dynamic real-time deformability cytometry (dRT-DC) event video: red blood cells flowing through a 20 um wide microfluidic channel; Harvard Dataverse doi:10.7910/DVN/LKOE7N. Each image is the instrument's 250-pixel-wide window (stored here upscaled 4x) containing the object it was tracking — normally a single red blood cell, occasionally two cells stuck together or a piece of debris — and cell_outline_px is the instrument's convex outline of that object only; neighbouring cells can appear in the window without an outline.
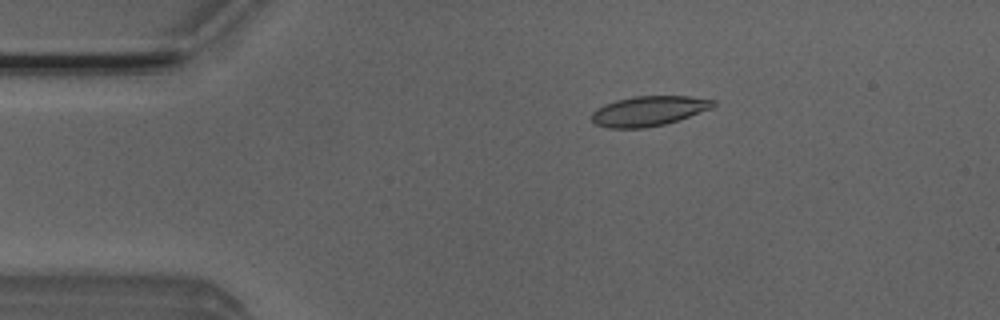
{"species": "Egyptian fruit bat (a non-hibernating species)", "species_latin": "Rousettus aegyptiacus", "temperature_condition": "room temperature", "stored_images_in_passage": 51, "camera_frame_rate_fps": 3000, "um_per_image_px": 0.085, "animal": {"sex": "male"}, "frame": {"image": 1, "passage_image": 9, "time_ms": 2.667, "image_size_px": [1000, 320], "cell_outline_px": [[716, 104], [712, 108], [664, 124], [644, 128], [608, 128], [596, 124], [592, 120], [592, 112], [596, 108], [604, 104], [616, 100], [632, 96], [688, 96], [716, 100]], "centroid_in_image_um": [55.12, 9.42], "position_along_channel_um": 29.9, "area_um2": 21.1}}
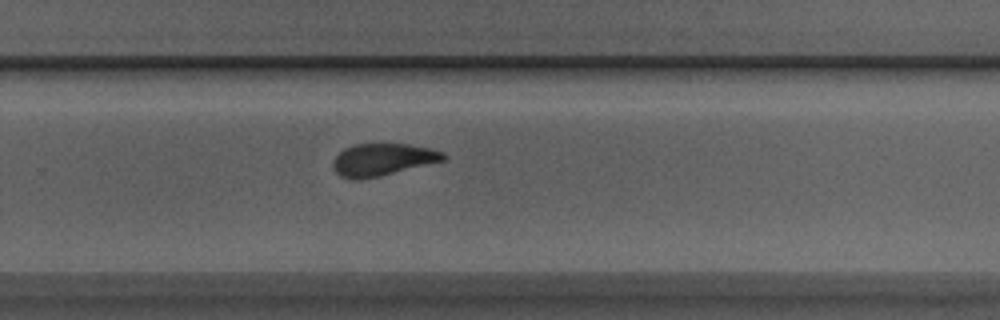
{"frame": {"image": 2, "passage_image": 33, "time_ms": 10.667, "image_size_px": [1000, 320], "cell_outline_px": [[448, 156], [444, 160], [380, 176], [360, 180], [348, 180], [340, 176], [332, 168], [332, 160], [344, 148], [352, 144], [408, 144], [432, 148], [444, 152]], "centroid_in_image_um": [32.49, 13.57], "position_along_channel_um": 297.3, "area_um2": 20.98}}
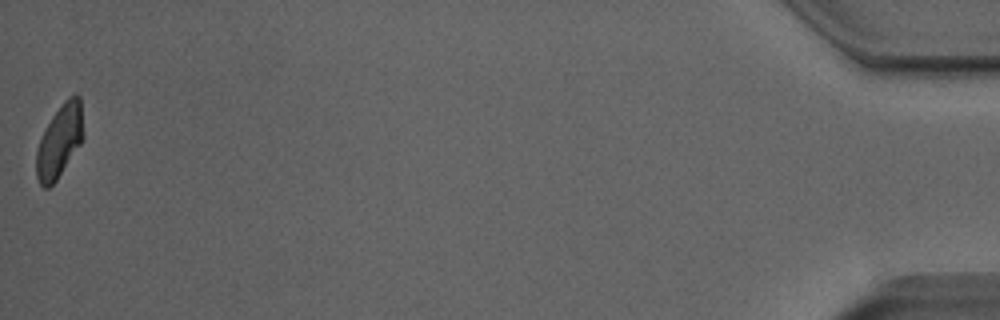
{"frame": {"image": 3, "passage_image": 51, "time_ms": 16.667, "image_size_px": [1000, 320], "cell_outline_px": [[84, 136], [80, 144], [56, 180], [48, 188], [44, 188], [40, 184], [36, 176], [36, 152], [40, 136], [52, 116], [64, 100], [68, 96], [76, 92], [80, 96]], "centroid_in_image_um": [5.06, 11.95], "position_along_channel_um": 430.1, "area_um2": 20.0}, "authors_computed_cell_mechanics": {"area_um2": 21.0392, "velocity_mm_per_s": 3.9573, "shape_relaxation_time_tau1_ms": 5.2566, "shape_relaxation_time_tau2_ms": 2.3379, "deformation_change_tau1": 0.1538, "deformation_change_tau2": 0.1037}}